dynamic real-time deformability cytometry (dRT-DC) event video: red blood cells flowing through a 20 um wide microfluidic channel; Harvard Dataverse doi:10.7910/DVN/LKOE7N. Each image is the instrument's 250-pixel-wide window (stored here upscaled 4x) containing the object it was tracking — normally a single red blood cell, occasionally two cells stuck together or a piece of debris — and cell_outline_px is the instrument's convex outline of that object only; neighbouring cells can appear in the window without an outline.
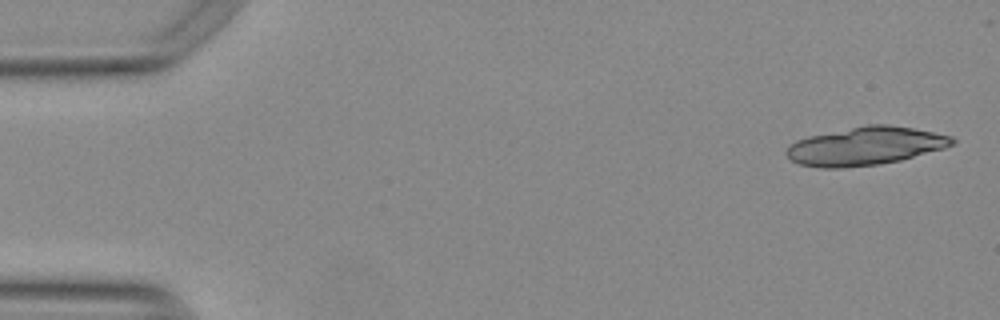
{"species": "Egyptian fruit bat (a non-hibernating species)", "species_latin": "Rousettus aegyptiacus", "temperature_condition": "warm", "stored_images_in_passage": 52, "segment_of_instrument_passage": [1, 2], "camera_frame_rate_fps": 3000, "um_per_image_px": 0.085, "animal": {"sex": "female"}, "frame": {"image": 1, "passage_image": 1, "time_ms": 0.0, "image_size_px": [1000, 320], "cell_outline_px": [[956, 144], [944, 148], [900, 160], [880, 164], [844, 168], [820, 168], [800, 164], [792, 160], [784, 152], [788, 144], [796, 140], [808, 136], [868, 124], [888, 124], [912, 128], [952, 136], [956, 140]], "centroid_in_image_um": [73.54, 12.42], "position_along_channel_um": 11.5, "area_um2": 36.99}}